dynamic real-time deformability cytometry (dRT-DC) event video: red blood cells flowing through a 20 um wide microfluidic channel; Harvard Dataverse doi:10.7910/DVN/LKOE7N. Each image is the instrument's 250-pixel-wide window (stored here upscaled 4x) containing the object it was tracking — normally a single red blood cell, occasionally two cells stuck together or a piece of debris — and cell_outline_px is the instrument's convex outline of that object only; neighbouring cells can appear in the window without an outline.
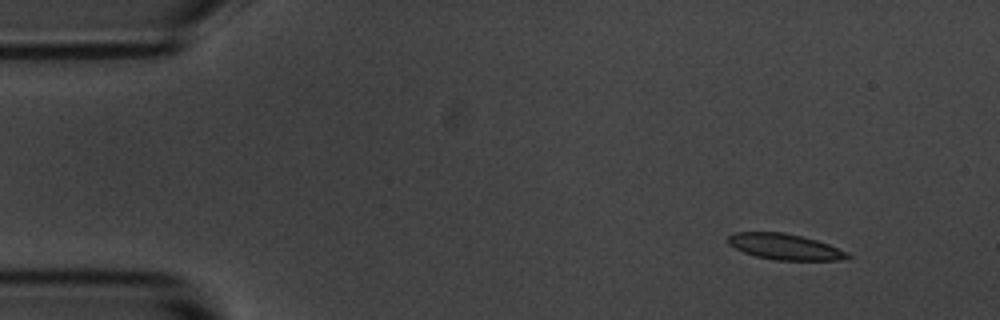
{"species": "common noctule bat (a hibernating species)", "species_latin": "Nyctalus noctula", "temperature_condition": "room temperature", "stored_images_in_passage": 4, "camera_frame_rate_fps": 3000, "um_per_image_px": 0.085, "animal": {"sex": "male", "body_mass_g": 20.1, "forearm_length_mm": 53.5}, "frame": {"image": 1, "passage_image": 1, "time_ms": 0.0, "image_size_px": [1000, 320], "cell_outline_px": [[852, 256], [836, 260], [776, 260], [756, 256], [744, 252], [728, 244], [728, 236], [736, 232], [784, 232], [816, 240], [828, 244], [848, 252]], "centroid_in_image_um": [66.7, 20.97], "position_along_channel_um": 18.3, "area_um2": 17.8}}
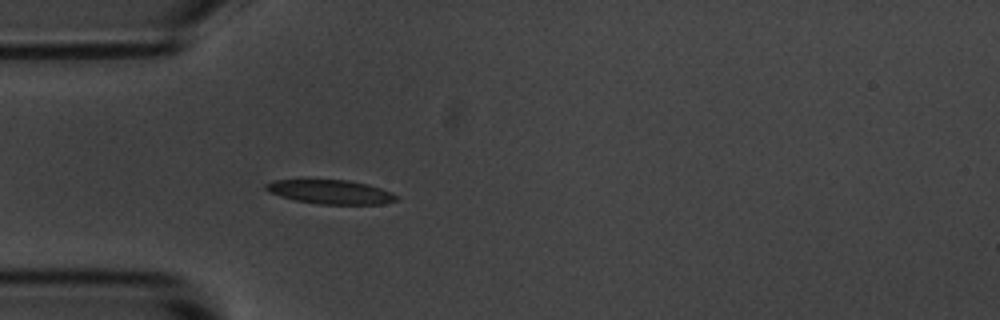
{"frame": {"image": 2, "passage_image": 4, "time_ms": 3.333, "image_size_px": [1000, 320], "cell_outline_px": [[400, 196], [396, 200], [380, 204], [320, 204], [296, 200], [280, 196], [268, 192], [264, 188], [264, 184], [272, 180], [348, 180], [368, 184], [392, 192]], "centroid_in_image_um": [28.08, 16.31], "position_along_channel_um": 56.9, "area_um2": 18.26}}